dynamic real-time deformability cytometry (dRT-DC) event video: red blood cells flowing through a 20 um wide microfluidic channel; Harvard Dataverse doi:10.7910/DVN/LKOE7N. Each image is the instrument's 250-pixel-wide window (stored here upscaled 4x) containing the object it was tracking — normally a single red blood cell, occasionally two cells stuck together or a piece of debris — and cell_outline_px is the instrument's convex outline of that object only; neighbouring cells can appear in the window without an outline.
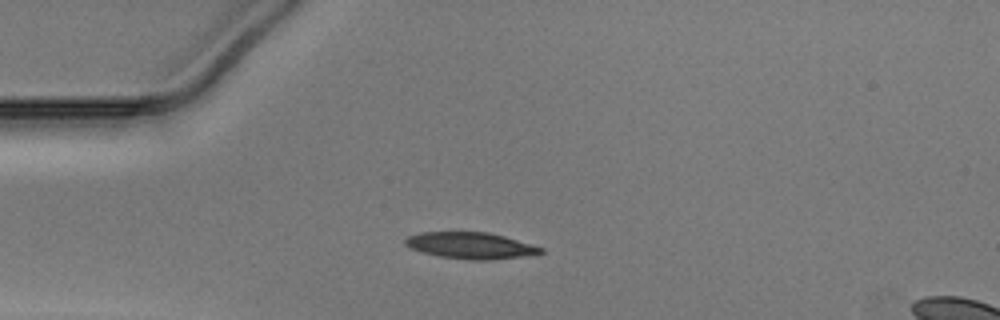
{"species": "Egyptian fruit bat (a non-hibernating species)", "species_latin": "Rousettus aegyptiacus", "temperature_condition": "warm", "stored_images_in_passage": 38, "camera_frame_rate_fps": 3000, "um_per_image_px": 0.085, "animal": {"sex": "male"}, "frame": {"image": 1, "passage_image": 1, "time_ms": 0.0, "image_size_px": [1000, 320], "cell_outline_px": [[544, 252], [520, 256], [492, 260], [472, 260], [440, 256], [420, 252], [404, 244], [404, 240], [408, 236], [420, 232], [488, 232], [504, 236], [544, 248]], "centroid_in_image_um": [39.97, 20.86], "position_along_channel_um": 45.0, "area_um2": 20.69}}
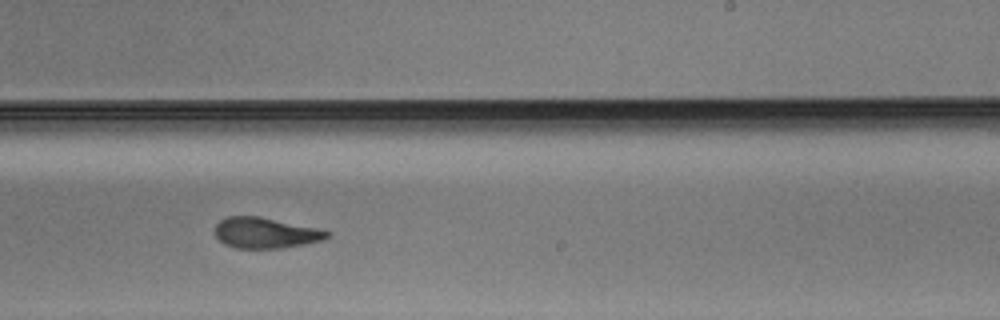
{"frame": {"image": 2, "passage_image": 19, "time_ms": 6.0, "image_size_px": [1000, 320], "cell_outline_px": [[332, 232], [328, 236], [320, 240], [280, 248], [236, 248], [224, 244], [212, 232], [212, 228], [220, 220], [228, 216], [260, 216], [316, 228]], "centroid_in_image_um": [22.47, 19.78], "position_along_channel_um": 266.5, "area_um2": 19.94}}
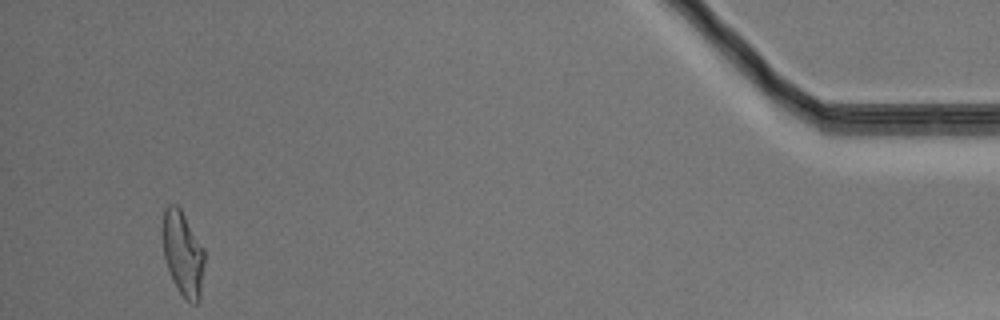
{"frame": {"image": 3, "passage_image": 36, "time_ms": 11.667, "image_size_px": [1000, 320], "cell_outline_px": [[204, 260], [200, 300], [196, 304], [192, 304], [184, 300], [176, 288], [168, 268], [164, 256], [160, 232], [160, 228], [164, 208], [168, 204], [176, 204], [180, 208], [204, 248]], "centroid_in_image_um": [15.51, 21.54], "position_along_channel_um": 419.7, "area_um2": 21.21}}